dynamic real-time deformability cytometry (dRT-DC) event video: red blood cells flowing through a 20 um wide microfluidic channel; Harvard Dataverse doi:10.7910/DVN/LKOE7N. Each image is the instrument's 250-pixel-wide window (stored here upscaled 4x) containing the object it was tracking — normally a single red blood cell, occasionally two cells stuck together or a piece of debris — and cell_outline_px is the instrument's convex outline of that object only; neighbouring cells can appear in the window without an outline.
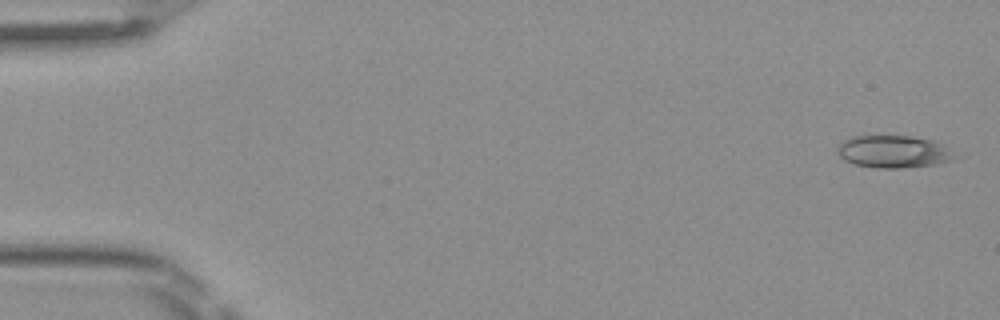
{"species": "Egyptian fruit bat (a non-hibernating species)", "species_latin": "Rousettus aegyptiacus", "temperature_condition": "room temperature", "stored_images_in_passage": 6, "camera_frame_rate_fps": 3000, "um_per_image_px": 0.085, "frame": {"image": 1, "passage_image": 1, "time_ms": 0.0, "image_size_px": [1000, 320], "cell_outline_px": [[956, 156], [952, 160], [936, 164], [904, 168], [876, 168], [852, 164], [844, 160], [836, 152], [836, 148], [844, 140], [852, 136], [908, 136], [932, 140], [944, 144]], "centroid_in_image_um": [75.92, 12.9], "position_along_channel_um": 9.1, "area_um2": 22.25}}
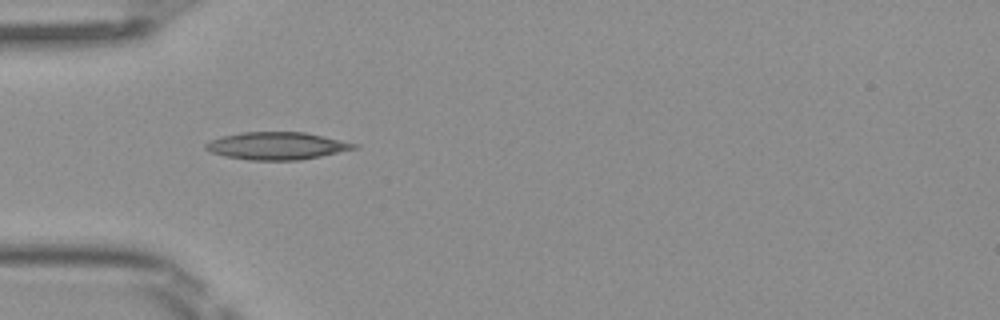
{"frame": {"image": 2, "passage_image": 5, "time_ms": 1.333, "image_size_px": [1000, 320], "cell_outline_px": [[360, 148], [300, 160], [248, 160], [224, 156], [212, 152], [204, 148], [204, 144], [208, 140], [220, 136], [240, 132], [304, 132], [324, 136], [360, 144]], "centroid_in_image_um": [23.53, 12.39], "position_along_channel_um": 61.5, "area_um2": 24.04}}
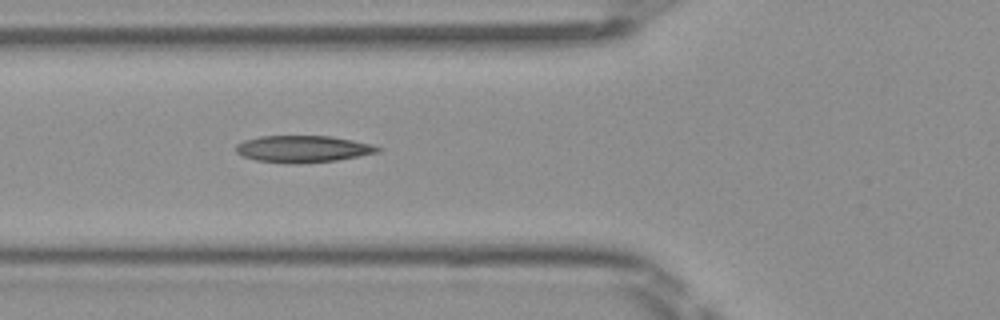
{"frame": {"image": 3, "passage_image": 6, "time_ms": 1.667, "image_size_px": [1000, 320], "cell_outline_px": [[384, 148], [380, 152], [336, 160], [296, 164], [288, 164], [256, 160], [244, 156], [236, 152], [236, 144], [244, 140], [260, 136], [332, 136], [372, 144]], "centroid_in_image_um": [25.77, 12.66], "position_along_channel_um": 100.0, "area_um2": 22.25}}